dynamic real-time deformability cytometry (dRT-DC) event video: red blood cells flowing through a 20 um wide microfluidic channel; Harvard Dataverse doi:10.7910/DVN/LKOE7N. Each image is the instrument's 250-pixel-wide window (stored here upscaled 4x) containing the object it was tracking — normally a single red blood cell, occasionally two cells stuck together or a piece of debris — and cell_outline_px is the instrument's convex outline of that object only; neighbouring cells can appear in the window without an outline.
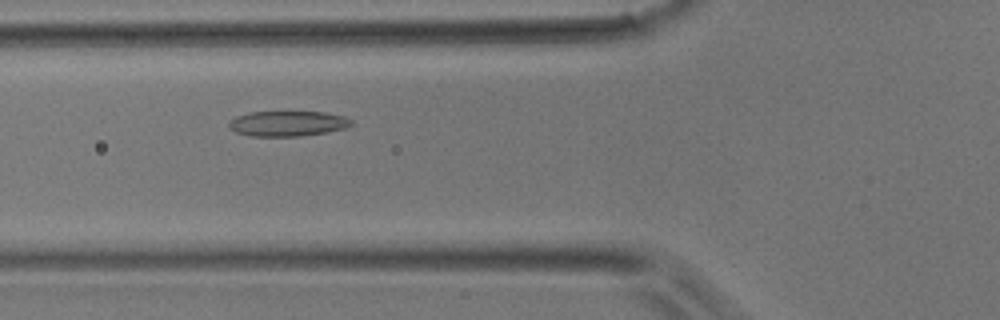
{"species": "common noctule bat (a hibernating species)", "species_latin": "Nyctalus noctula", "temperature_condition": "room temperature", "stored_images_in_passage": 38, "camera_frame_rate_fps": 3000, "um_per_image_px": 0.085, "animal": {"sex": "male", "body_mass_g": 17.9}, "frame": {"image": 1, "passage_image": 8, "time_ms": 2.333, "image_size_px": [1000, 320], "cell_outline_px": [[352, 124], [344, 128], [324, 132], [300, 136], [248, 136], [236, 132], [228, 128], [228, 120], [236, 116], [248, 112], [324, 112], [344, 116], [352, 120]], "centroid_in_image_um": [24.38, 10.5], "position_along_channel_um": 101.4, "area_um2": 18.03}}
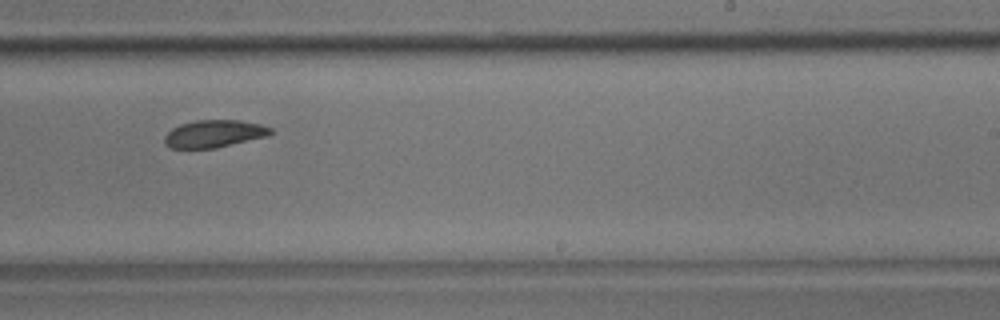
{"frame": {"image": 2, "passage_image": 20, "time_ms": 6.333, "image_size_px": [1000, 320], "cell_outline_px": [[272, 132], [268, 136], [216, 148], [168, 148], [164, 144], [164, 136], [172, 128], [180, 124], [196, 120], [240, 120], [260, 124], [272, 128]], "centroid_in_image_um": [18.18, 11.37], "position_along_channel_um": 270.8, "area_um2": 17.05}}
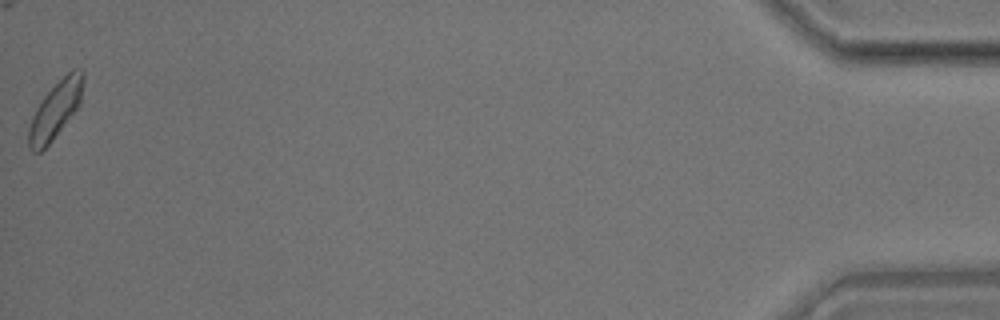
{"frame": {"image": 3, "passage_image": 38, "time_ms": 12.333, "image_size_px": [1000, 320], "cell_outline_px": [[84, 80], [80, 104], [52, 140], [40, 152], [32, 152], [28, 148], [28, 128], [32, 116], [36, 108], [44, 96], [72, 68], [84, 68]], "centroid_in_image_um": [4.72, 9.33], "position_along_channel_um": 430.5, "area_um2": 17.98}}